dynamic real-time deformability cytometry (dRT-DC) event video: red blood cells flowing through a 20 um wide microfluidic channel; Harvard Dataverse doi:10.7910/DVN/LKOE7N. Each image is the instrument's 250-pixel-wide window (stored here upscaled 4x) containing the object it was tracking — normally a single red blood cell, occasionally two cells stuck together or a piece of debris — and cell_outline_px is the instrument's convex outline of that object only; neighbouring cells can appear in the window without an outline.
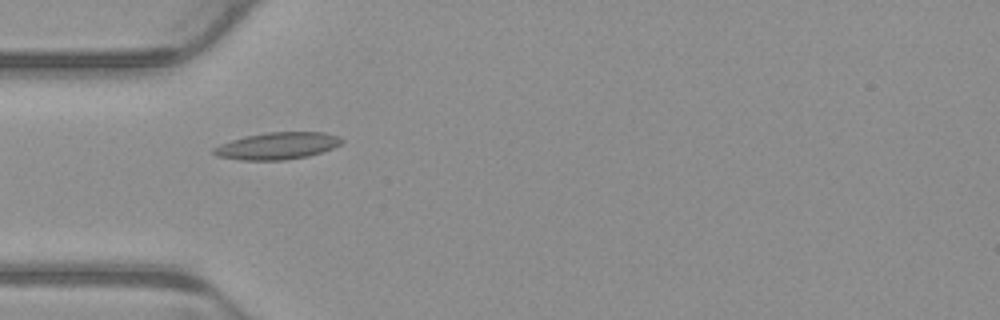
{"species": "common noctule bat (a hibernating species)", "species_latin": "Nyctalus noctula", "temperature_condition": "warm", "stored_images_in_passage": 6, "camera_frame_rate_fps": 3000, "um_per_image_px": 0.085, "animal": {"sex": "male", "body_mass_g": 23.1, "forearm_length_mm": 52.7}, "frame": {"image": 1, "passage_image": 5, "time_ms": 1.333, "image_size_px": [1000, 320], "cell_outline_px": [[344, 140], [340, 144], [332, 148], [308, 156], [284, 160], [240, 160], [216, 156], [212, 152], [212, 148], [220, 144], [244, 136], [268, 132], [324, 132], [340, 136]], "centroid_in_image_um": [23.56, 12.39], "position_along_channel_um": 61.4, "area_um2": 20.17}}
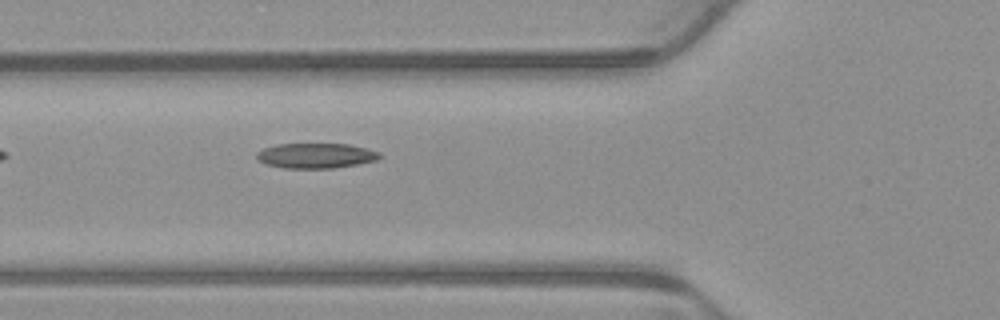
{"frame": {"image": 2, "passage_image": 6, "time_ms": 1.667, "image_size_px": [1000, 320], "cell_outline_px": [[380, 156], [376, 160], [356, 164], [332, 168], [284, 168], [268, 164], [256, 160], [256, 152], [264, 148], [276, 144], [348, 144], [368, 148], [380, 152]], "centroid_in_image_um": [26.82, 13.22], "position_along_channel_um": 99.0, "area_um2": 17.92}}